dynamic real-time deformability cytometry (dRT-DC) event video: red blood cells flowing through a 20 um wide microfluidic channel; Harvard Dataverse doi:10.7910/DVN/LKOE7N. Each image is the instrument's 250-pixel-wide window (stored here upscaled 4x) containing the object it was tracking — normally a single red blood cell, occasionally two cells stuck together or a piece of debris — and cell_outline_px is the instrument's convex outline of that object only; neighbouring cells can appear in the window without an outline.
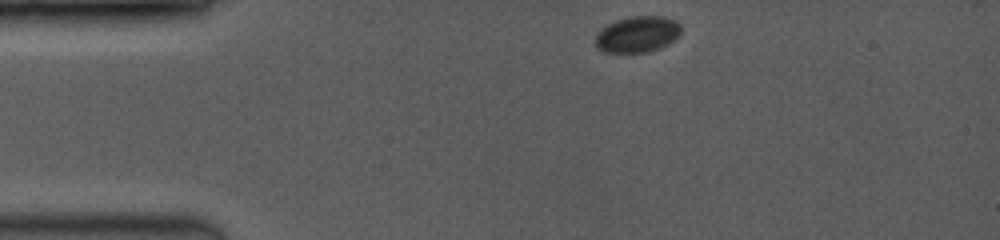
{"species": "common noctule bat (a hibernating species)", "species_latin": "Nyctalus noctula", "temperature_condition": "room temperature", "stored_images_in_passage": 23, "camera_frame_rate_fps": 3500, "um_per_image_px": 0.085, "animal": {"sex": "female", "body_mass_g": 19.0, "forearm_length_mm": 53.3}, "frame": {"image": 1, "passage_image": 1, "time_ms": 0.0, "image_size_px": [1000, 240], "cell_outline_px": [[680, 36], [668, 44], [660, 48], [648, 52], [600, 52], [596, 48], [596, 36], [608, 24], [616, 20], [636, 16], [660, 16], [672, 20], [680, 24]], "centroid_in_image_um": [54.19, 2.94], "position_along_channel_um": 30.8, "area_um2": 17.86}}
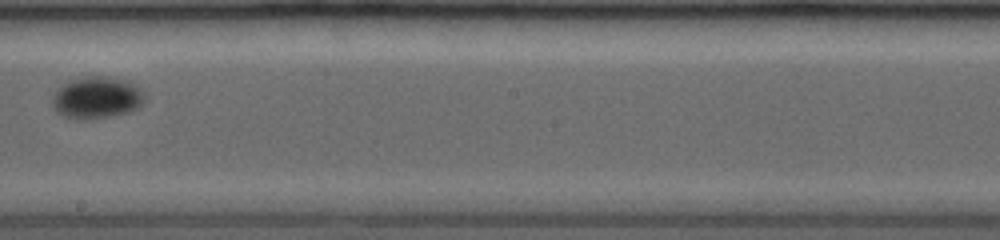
{"frame": {"image": 2, "passage_image": 10, "time_ms": 6.857, "image_size_px": [1000, 240], "cell_outline_px": [[144, 100], [136, 108], [128, 112], [108, 116], [84, 120], [64, 116], [56, 112], [52, 108], [52, 96], [56, 88], [60, 84], [84, 76], [108, 76], [124, 80], [136, 84], [144, 92]], "centroid_in_image_um": [8.17, 8.28], "position_along_channel_um": 240.0, "area_um2": 22.72}}
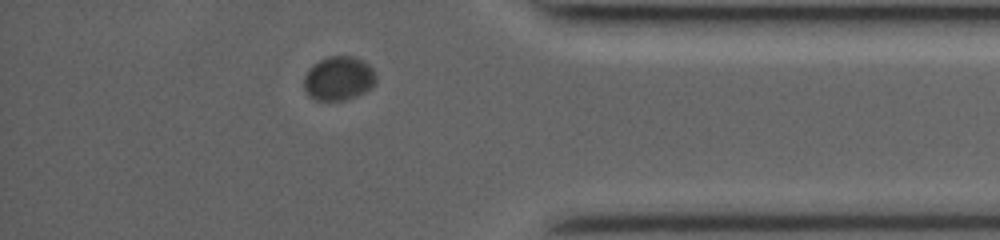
{"frame": {"image": 3, "passage_image": 19, "time_ms": 11.429, "image_size_px": [1000, 240], "cell_outline_px": [[376, 84], [372, 88], [356, 96], [344, 100], [316, 100], [308, 96], [304, 88], [304, 76], [308, 68], [312, 64], [328, 56], [352, 56], [364, 60], [372, 68], [376, 76]], "centroid_in_image_um": [28.78, 6.66], "position_along_channel_um": 406.4, "area_um2": 18.73}}